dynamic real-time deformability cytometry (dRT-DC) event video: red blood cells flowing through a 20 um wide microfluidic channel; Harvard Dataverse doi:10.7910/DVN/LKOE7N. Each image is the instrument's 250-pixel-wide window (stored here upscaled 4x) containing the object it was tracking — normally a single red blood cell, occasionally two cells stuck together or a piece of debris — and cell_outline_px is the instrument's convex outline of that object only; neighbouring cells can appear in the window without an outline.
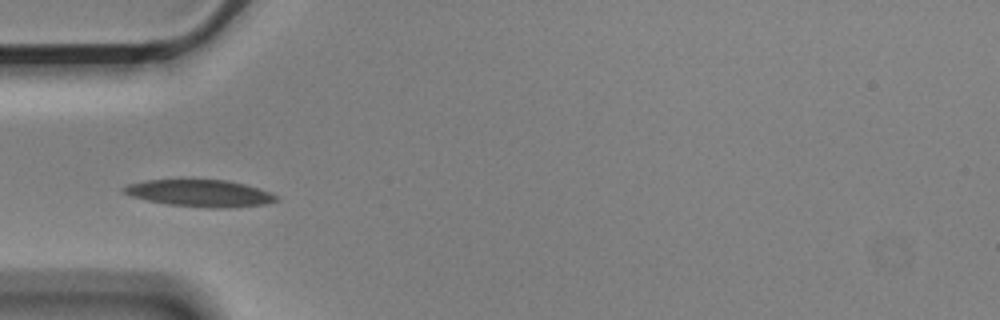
{"species": "Egyptian fruit bat (a non-hibernating species)", "species_latin": "Rousettus aegyptiacus", "temperature_condition": "cold", "stored_images_in_passage": 5, "camera_frame_rate_fps": 3000, "um_per_image_px": 0.085, "animal": {"sex": "male"}, "frame": {"image": 1, "passage_image": 4, "time_ms": 1.0, "image_size_px": [1000, 320], "cell_outline_px": [[280, 200], [264, 204], [236, 208], [208, 208], [168, 204], [148, 200], [132, 196], [124, 192], [120, 188], [128, 184], [148, 180], [224, 180], [244, 184], [280, 196]], "centroid_in_image_um": [17.03, 16.44], "position_along_channel_um": 68.0, "area_um2": 23.81}}
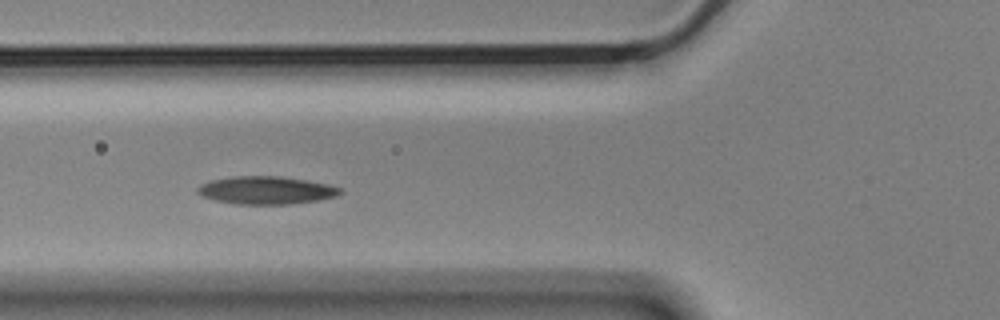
{"frame": {"image": 2, "passage_image": 5, "time_ms": 1.333, "image_size_px": [1000, 320], "cell_outline_px": [[344, 192], [336, 196], [320, 200], [292, 204], [236, 204], [216, 200], [200, 196], [196, 192], [196, 188], [200, 184], [212, 180], [232, 176], [280, 176], [328, 184], [340, 188]], "centroid_in_image_um": [22.61, 16.17], "position_along_channel_um": 103.2, "area_um2": 23.24}}